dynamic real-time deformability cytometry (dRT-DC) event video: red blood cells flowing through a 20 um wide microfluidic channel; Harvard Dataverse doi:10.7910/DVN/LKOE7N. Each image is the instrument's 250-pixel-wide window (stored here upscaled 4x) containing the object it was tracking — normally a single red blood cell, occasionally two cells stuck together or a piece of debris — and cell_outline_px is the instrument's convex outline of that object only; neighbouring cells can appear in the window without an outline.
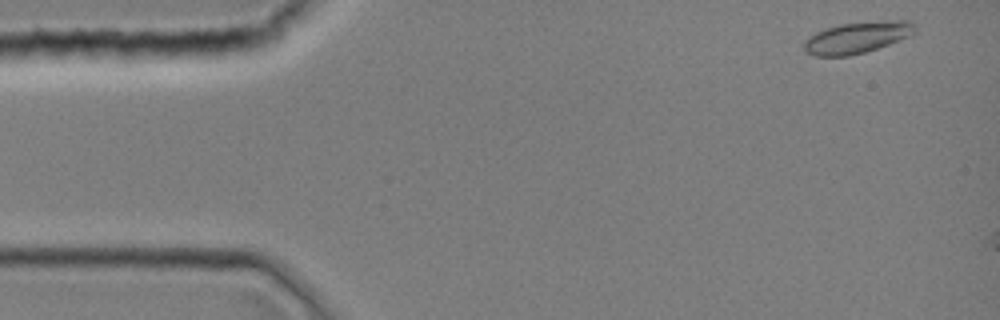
{"species": "common noctule bat (a hibernating species)", "species_latin": "Nyctalus noctula", "temperature_condition": "room temperature", "stored_images_in_passage": 7, "camera_frame_rate_fps": 3000, "um_per_image_px": 0.085, "animal": {"sex": "female", "body_mass_g": 19.0, "forearm_length_mm": 51.5}, "frame": {"image": 1, "passage_image": 2, "time_ms": 0.333, "image_size_px": [1000, 320], "cell_outline_px": [[916, 32], [912, 36], [864, 52], [848, 56], [816, 56], [808, 52], [804, 48], [804, 40], [816, 32], [840, 24], [884, 20], [912, 20], [916, 28]], "centroid_in_image_um": [72.92, 3.17], "position_along_channel_um": 12.1, "area_um2": 20.29}}